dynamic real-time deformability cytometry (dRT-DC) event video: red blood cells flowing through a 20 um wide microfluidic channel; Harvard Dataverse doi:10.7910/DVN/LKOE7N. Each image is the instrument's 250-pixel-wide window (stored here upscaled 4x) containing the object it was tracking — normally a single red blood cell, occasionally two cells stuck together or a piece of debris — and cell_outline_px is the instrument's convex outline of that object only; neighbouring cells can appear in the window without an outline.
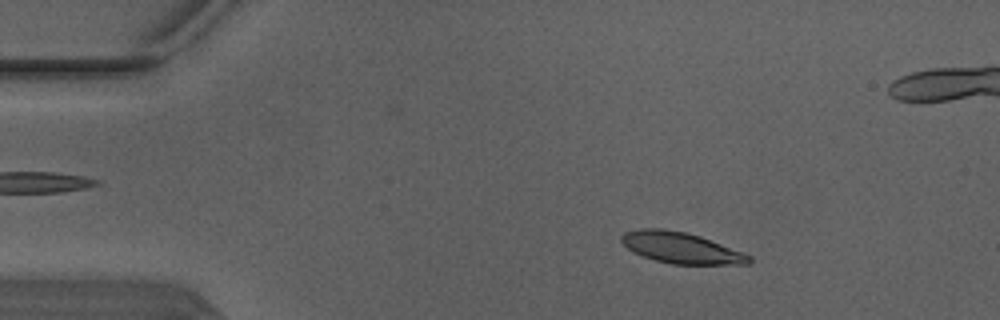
{"species": "Egyptian fruit bat (a non-hibernating species)", "species_latin": "Rousettus aegyptiacus", "temperature_condition": "warm", "stored_images_in_passage": 4, "camera_frame_rate_fps": 3000, "um_per_image_px": 0.085, "animal": {"sex": "male"}, "frame": {"image": 1, "passage_image": 2, "time_ms": 0.333, "image_size_px": [1000, 320], "cell_outline_px": [[752, 264], [672, 264], [656, 260], [632, 252], [620, 240], [620, 236], [624, 232], [640, 228], [660, 228], [688, 232], [700, 236], [752, 256]], "centroid_in_image_um": [57.87, 21.05], "position_along_channel_um": 27.1, "area_um2": 23.06}}
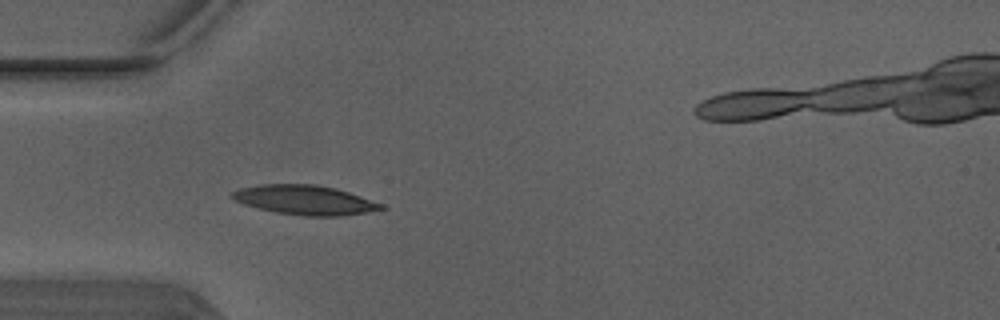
{"frame": {"image": 2, "passage_image": 4, "time_ms": 1.0, "image_size_px": [1000, 320], "cell_outline_px": [[384, 208], [364, 212], [340, 216], [304, 216], [276, 212], [244, 204], [232, 200], [228, 196], [232, 192], [240, 188], [260, 184], [316, 184], [336, 188], [384, 204]], "centroid_in_image_um": [25.85, 16.99], "position_along_channel_um": 59.1, "area_um2": 25.49}}